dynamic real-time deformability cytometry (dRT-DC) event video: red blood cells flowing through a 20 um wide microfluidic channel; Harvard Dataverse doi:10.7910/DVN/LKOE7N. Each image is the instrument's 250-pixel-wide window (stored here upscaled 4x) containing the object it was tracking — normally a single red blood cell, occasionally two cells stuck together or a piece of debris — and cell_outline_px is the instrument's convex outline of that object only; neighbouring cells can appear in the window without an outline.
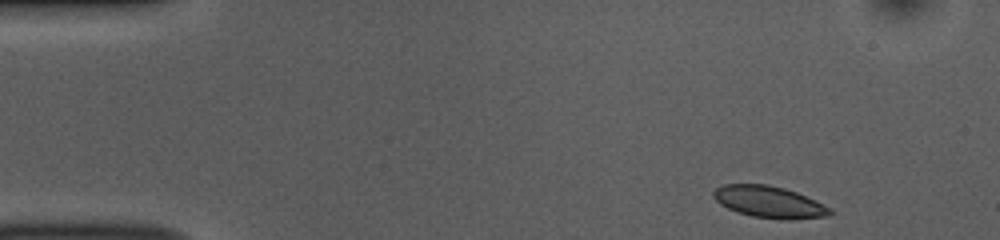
{"species": "common noctule bat (a hibernating species)", "species_latin": "Nyctalus noctula", "temperature_condition": "room temperature", "stored_images_in_passage": 47, "camera_frame_rate_fps": 3000, "um_per_image_px": 0.085, "animal": {"sex": "female", "body_mass_g": 10.0, "forearm_length_mm": 53.1}, "frame": {"image": 1, "passage_image": 1, "time_ms": 0.0, "image_size_px": [1000, 240], "cell_outline_px": [[832, 216], [788, 220], [784, 220], [752, 216], [728, 208], [720, 204], [712, 196], [712, 192], [716, 188], [724, 184], [768, 184], [784, 188], [796, 192], [828, 208], [832, 212]], "centroid_in_image_um": [65.34, 17.17], "position_along_channel_um": 19.7, "area_um2": 21.27}}
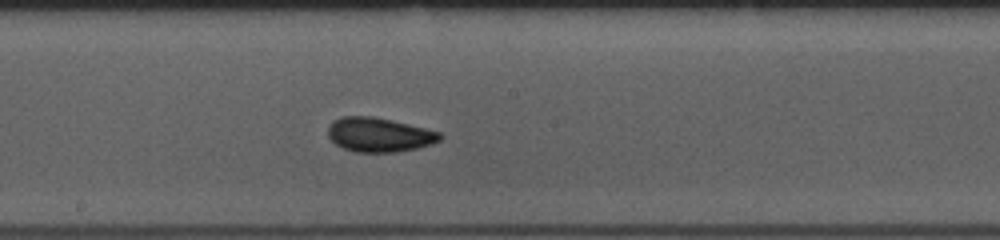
{"frame": {"image": 2, "passage_image": 23, "time_ms": 7.333, "image_size_px": [1000, 240], "cell_outline_px": [[444, 136], [440, 140], [432, 144], [416, 148], [396, 152], [356, 152], [344, 148], [336, 144], [328, 136], [328, 128], [332, 120], [340, 116], [372, 116], [392, 120], [440, 132]], "centroid_in_image_um": [32.22, 11.44], "position_along_channel_um": 216.0, "area_um2": 22.37}}
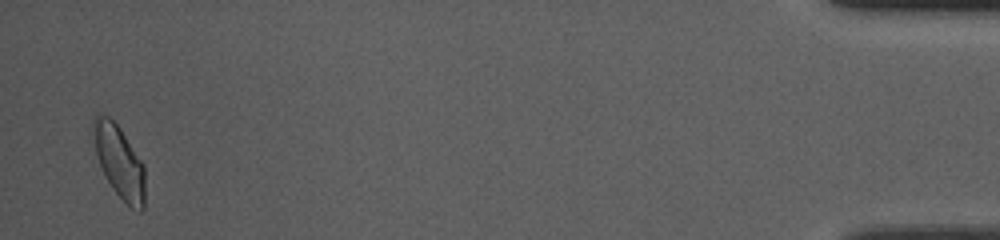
{"frame": {"image": 3, "passage_image": 46, "time_ms": 15.0, "image_size_px": [1000, 240], "cell_outline_px": [[144, 208], [140, 212], [124, 204], [112, 188], [104, 176], [96, 152], [92, 128], [92, 120], [96, 116], [108, 116], [120, 128], [144, 164]], "centroid_in_image_um": [10.15, 13.8], "position_along_channel_um": 425.1, "area_um2": 21.79}, "authors_computed_cell_mechanics": {"area_um2": 21.3282, "velocity_mm_per_s": 3.8351, "shape_relaxation_time_tau1_ms": 2.6837, "shape_relaxation_time_tau2_ms": 1.6871, "deformation_change_tau1": 0.095, "deformation_change_tau2": 0.0633}}